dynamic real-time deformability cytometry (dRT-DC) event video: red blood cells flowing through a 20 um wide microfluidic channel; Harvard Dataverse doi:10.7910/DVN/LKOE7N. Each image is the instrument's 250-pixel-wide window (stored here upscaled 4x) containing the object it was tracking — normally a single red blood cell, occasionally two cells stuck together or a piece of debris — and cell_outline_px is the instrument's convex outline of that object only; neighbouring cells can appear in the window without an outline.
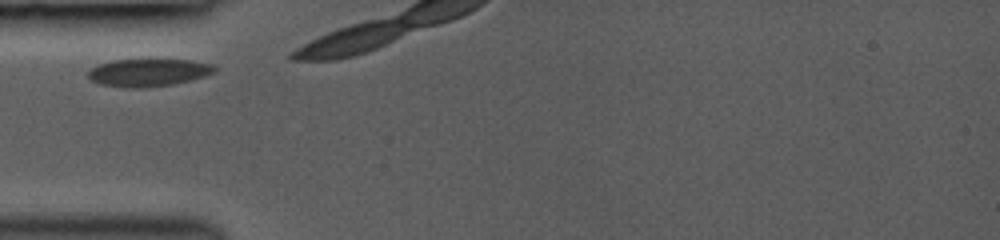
{"species": "common noctule bat (a hibernating species)", "species_latin": "Nyctalus noctula", "temperature_condition": "room temperature", "stored_images_in_passage": 17, "camera_frame_rate_fps": 3000, "um_per_image_px": 0.085, "animal": {"sex": "female", "body_mass_g": 19.0, "forearm_length_mm": 53.3}, "frame": {"image": 1, "passage_image": 1, "time_ms": 0.0, "image_size_px": [1000, 240], "cell_outline_px": [[220, 68], [216, 72], [204, 76], [172, 84], [140, 88], [132, 88], [100, 84], [92, 80], [88, 76], [88, 72], [92, 68], [100, 64], [112, 60], [188, 60], [216, 64]], "centroid_in_image_um": [12.67, 6.16], "position_along_channel_um": 72.3, "area_um2": 20.17}}